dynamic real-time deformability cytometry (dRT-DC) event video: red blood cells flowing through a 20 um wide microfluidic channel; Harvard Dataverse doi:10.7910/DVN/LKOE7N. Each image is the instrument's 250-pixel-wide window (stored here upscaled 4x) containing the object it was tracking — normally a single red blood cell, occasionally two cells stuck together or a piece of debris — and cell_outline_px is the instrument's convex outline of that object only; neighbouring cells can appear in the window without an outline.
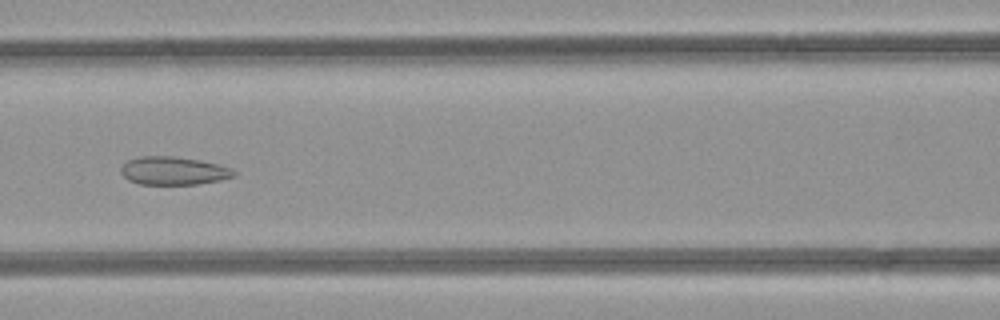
{"species": "common noctule bat (a hibernating species)", "species_latin": "Nyctalus noctula", "temperature_condition": "room temperature", "stored_images_in_passage": 25, "camera_frame_rate_fps": 3000, "um_per_image_px": 0.085, "animal": {"sex": "female", "body_mass_g": 21.9}, "frame": {"image": 1, "passage_image": 12, "time_ms": 3.667, "image_size_px": [1000, 320], "cell_outline_px": [[236, 176], [220, 180], [196, 184], [140, 184], [128, 180], [120, 172], [120, 168], [128, 160], [140, 156], [172, 156], [200, 160], [220, 164], [232, 168], [236, 172]], "centroid_in_image_um": [14.77, 14.51], "position_along_channel_um": 151.8, "area_um2": 18.61}}
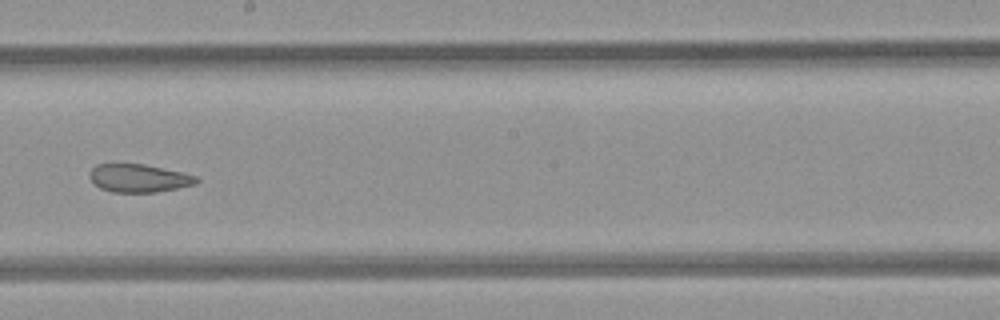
{"frame": {"image": 2, "passage_image": 18, "time_ms": 5.667, "image_size_px": [1000, 320], "cell_outline_px": [[200, 180], [196, 184], [156, 192], [112, 192], [100, 188], [88, 176], [88, 172], [96, 164], [144, 164], [180, 172], [196, 176]], "centroid_in_image_um": [11.77, 15.14], "position_along_channel_um": 236.4, "area_um2": 17.34}}
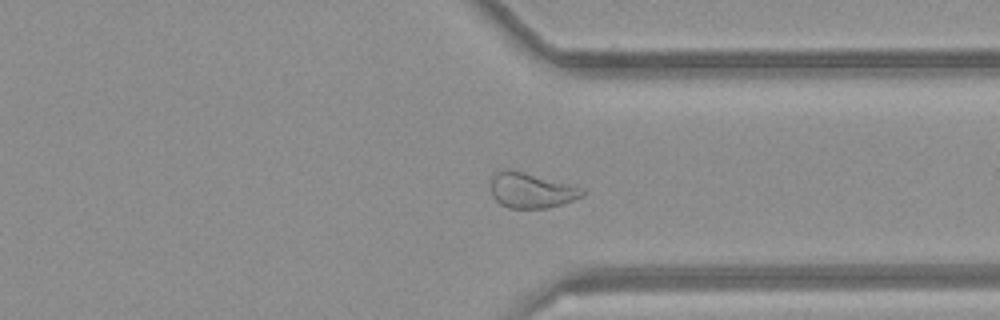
{"frame": {"image": 3, "passage_image": 24, "time_ms": 7.667, "image_size_px": [1000, 320], "cell_outline_px": [[588, 192], [584, 196], [548, 208], [508, 208], [500, 204], [492, 196], [488, 180], [496, 172], [524, 172], [584, 188]], "centroid_in_image_um": [45.16, 16.21], "position_along_channel_um": 366.2, "area_um2": 18.67}}